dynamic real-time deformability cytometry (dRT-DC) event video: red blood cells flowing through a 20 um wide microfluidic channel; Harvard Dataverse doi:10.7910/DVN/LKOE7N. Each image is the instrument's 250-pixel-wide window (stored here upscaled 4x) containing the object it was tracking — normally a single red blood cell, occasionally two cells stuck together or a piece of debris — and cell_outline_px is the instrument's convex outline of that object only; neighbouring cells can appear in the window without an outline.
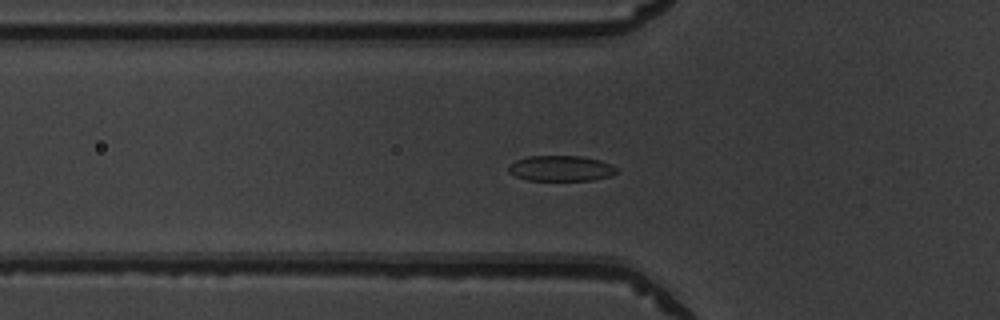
{"species": "common noctule bat (a hibernating species)", "species_latin": "Nyctalus noctula", "temperature_condition": "warm", "stored_images_in_passage": 53, "camera_frame_rate_fps": 3000, "um_per_image_px": 0.085, "animal": {"sex": "male", "body_mass_g": 19.5, "forearm_length_mm": 54.6}, "frame": {"image": 1, "passage_image": 18, "time_ms": 5.667, "image_size_px": [1000, 320], "cell_outline_px": [[620, 168], [612, 176], [592, 180], [528, 180], [516, 176], [508, 172], [508, 164], [516, 160], [528, 156], [580, 156], [600, 160]], "centroid_in_image_um": [47.69, 14.31], "position_along_channel_um": 78.1, "area_um2": 16.18}}
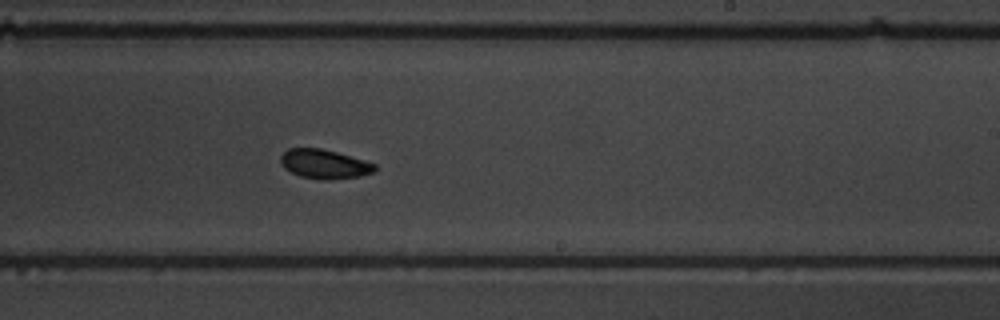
{"frame": {"image": 2, "passage_image": 32, "time_ms": 10.333, "image_size_px": [1000, 320], "cell_outline_px": [[376, 168], [372, 172], [360, 176], [324, 180], [300, 176], [284, 168], [280, 164], [280, 156], [288, 148], [320, 148], [336, 152], [364, 160], [376, 164]], "centroid_in_image_um": [27.53, 13.94], "position_along_channel_um": 261.5, "area_um2": 15.9}}
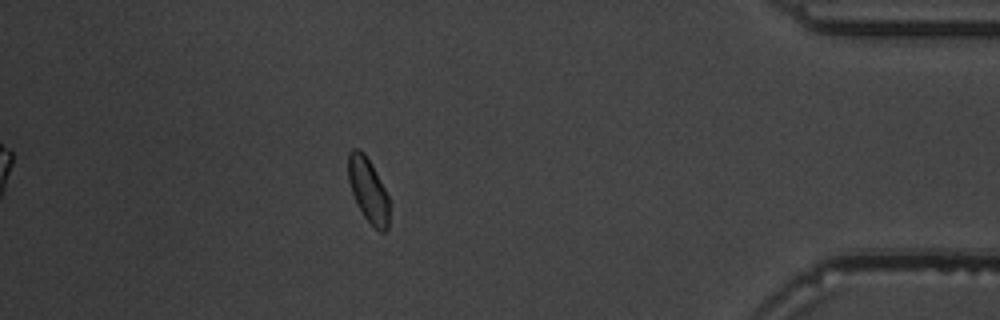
{"frame": {"image": 3, "passage_image": 46, "time_ms": 15.0, "image_size_px": [1000, 320], "cell_outline_px": [[388, 228], [384, 232], [380, 232], [364, 216], [356, 204], [348, 180], [348, 152], [352, 148], [360, 148], [364, 152], [372, 164], [388, 196]], "centroid_in_image_um": [31.27, 16.11], "position_along_channel_um": 403.9, "area_um2": 15.32}, "authors_computed_cell_mechanics": {"area_um2": 16.184, "velocity_mm_per_s": 3.9299, "shape_relaxation_time_tau1_ms": 4.0971, "shape_relaxation_time_tau2_ms": null, "deformation_change_tau1": 0.1317, "deformation_change_tau2": null}}